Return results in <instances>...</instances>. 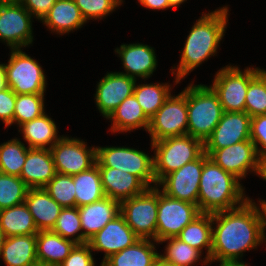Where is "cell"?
<instances>
[{
  "label": "cell",
  "instance_id": "cell-1",
  "mask_svg": "<svg viewBox=\"0 0 266 266\" xmlns=\"http://www.w3.org/2000/svg\"><path fill=\"white\" fill-rule=\"evenodd\" d=\"M253 201L249 198L241 206L212 214L210 264L242 261L243 252L266 242V207Z\"/></svg>",
  "mask_w": 266,
  "mask_h": 266
},
{
  "label": "cell",
  "instance_id": "cell-2",
  "mask_svg": "<svg viewBox=\"0 0 266 266\" xmlns=\"http://www.w3.org/2000/svg\"><path fill=\"white\" fill-rule=\"evenodd\" d=\"M228 12V7L224 6L210 13H202V16L196 20L181 50L176 70L174 67L171 69L172 75L176 74L175 85L217 53L220 41L227 29Z\"/></svg>",
  "mask_w": 266,
  "mask_h": 266
},
{
  "label": "cell",
  "instance_id": "cell-3",
  "mask_svg": "<svg viewBox=\"0 0 266 266\" xmlns=\"http://www.w3.org/2000/svg\"><path fill=\"white\" fill-rule=\"evenodd\" d=\"M244 189L238 178L208 157L199 183L198 208L206 214L234 209L249 199Z\"/></svg>",
  "mask_w": 266,
  "mask_h": 266
},
{
  "label": "cell",
  "instance_id": "cell-4",
  "mask_svg": "<svg viewBox=\"0 0 266 266\" xmlns=\"http://www.w3.org/2000/svg\"><path fill=\"white\" fill-rule=\"evenodd\" d=\"M187 134L203 143L211 136L224 113L217 93L204 84L187 86Z\"/></svg>",
  "mask_w": 266,
  "mask_h": 266
},
{
  "label": "cell",
  "instance_id": "cell-5",
  "mask_svg": "<svg viewBox=\"0 0 266 266\" xmlns=\"http://www.w3.org/2000/svg\"><path fill=\"white\" fill-rule=\"evenodd\" d=\"M151 148L154 150V175L158 183L164 176L196 160L204 152V143L186 134L152 142Z\"/></svg>",
  "mask_w": 266,
  "mask_h": 266
},
{
  "label": "cell",
  "instance_id": "cell-6",
  "mask_svg": "<svg viewBox=\"0 0 266 266\" xmlns=\"http://www.w3.org/2000/svg\"><path fill=\"white\" fill-rule=\"evenodd\" d=\"M98 167H110L135 175L147 188L156 187L153 156L130 147H96ZM153 183V185H152ZM151 184V185H150Z\"/></svg>",
  "mask_w": 266,
  "mask_h": 266
},
{
  "label": "cell",
  "instance_id": "cell-7",
  "mask_svg": "<svg viewBox=\"0 0 266 266\" xmlns=\"http://www.w3.org/2000/svg\"><path fill=\"white\" fill-rule=\"evenodd\" d=\"M259 67H247L243 71L231 64L216 72L213 84L221 106L226 112H245V98L250 80L260 71Z\"/></svg>",
  "mask_w": 266,
  "mask_h": 266
},
{
  "label": "cell",
  "instance_id": "cell-8",
  "mask_svg": "<svg viewBox=\"0 0 266 266\" xmlns=\"http://www.w3.org/2000/svg\"><path fill=\"white\" fill-rule=\"evenodd\" d=\"M158 187L147 188L142 194L120 203V214L140 239L156 241Z\"/></svg>",
  "mask_w": 266,
  "mask_h": 266
},
{
  "label": "cell",
  "instance_id": "cell-9",
  "mask_svg": "<svg viewBox=\"0 0 266 266\" xmlns=\"http://www.w3.org/2000/svg\"><path fill=\"white\" fill-rule=\"evenodd\" d=\"M5 68L7 85L16 94L45 93L47 81L42 67L21 49H11Z\"/></svg>",
  "mask_w": 266,
  "mask_h": 266
},
{
  "label": "cell",
  "instance_id": "cell-10",
  "mask_svg": "<svg viewBox=\"0 0 266 266\" xmlns=\"http://www.w3.org/2000/svg\"><path fill=\"white\" fill-rule=\"evenodd\" d=\"M187 87L177 96L172 94L150 118L148 133L151 143L169 137L187 134Z\"/></svg>",
  "mask_w": 266,
  "mask_h": 266
},
{
  "label": "cell",
  "instance_id": "cell-11",
  "mask_svg": "<svg viewBox=\"0 0 266 266\" xmlns=\"http://www.w3.org/2000/svg\"><path fill=\"white\" fill-rule=\"evenodd\" d=\"M200 214L196 204L171 198L158 188L156 242L176 237Z\"/></svg>",
  "mask_w": 266,
  "mask_h": 266
},
{
  "label": "cell",
  "instance_id": "cell-12",
  "mask_svg": "<svg viewBox=\"0 0 266 266\" xmlns=\"http://www.w3.org/2000/svg\"><path fill=\"white\" fill-rule=\"evenodd\" d=\"M208 157L203 152L196 160L188 162L180 169L164 176L157 183V187H162L160 191L171 198L187 201L198 206L200 178L204 161Z\"/></svg>",
  "mask_w": 266,
  "mask_h": 266
},
{
  "label": "cell",
  "instance_id": "cell-13",
  "mask_svg": "<svg viewBox=\"0 0 266 266\" xmlns=\"http://www.w3.org/2000/svg\"><path fill=\"white\" fill-rule=\"evenodd\" d=\"M77 138L63 136L50 149L56 173L75 175L90 169L96 164V147Z\"/></svg>",
  "mask_w": 266,
  "mask_h": 266
},
{
  "label": "cell",
  "instance_id": "cell-14",
  "mask_svg": "<svg viewBox=\"0 0 266 266\" xmlns=\"http://www.w3.org/2000/svg\"><path fill=\"white\" fill-rule=\"evenodd\" d=\"M33 16L18 3L0 4V39L11 49L28 47L33 42Z\"/></svg>",
  "mask_w": 266,
  "mask_h": 266
},
{
  "label": "cell",
  "instance_id": "cell-15",
  "mask_svg": "<svg viewBox=\"0 0 266 266\" xmlns=\"http://www.w3.org/2000/svg\"><path fill=\"white\" fill-rule=\"evenodd\" d=\"M216 164L240 181L248 171L259 176L260 160L254 143L249 139L217 150H204Z\"/></svg>",
  "mask_w": 266,
  "mask_h": 266
},
{
  "label": "cell",
  "instance_id": "cell-16",
  "mask_svg": "<svg viewBox=\"0 0 266 266\" xmlns=\"http://www.w3.org/2000/svg\"><path fill=\"white\" fill-rule=\"evenodd\" d=\"M136 81L119 72H108L99 80L94 100L104 118L107 119L121 102L133 95Z\"/></svg>",
  "mask_w": 266,
  "mask_h": 266
},
{
  "label": "cell",
  "instance_id": "cell-17",
  "mask_svg": "<svg viewBox=\"0 0 266 266\" xmlns=\"http://www.w3.org/2000/svg\"><path fill=\"white\" fill-rule=\"evenodd\" d=\"M139 239L127 225L124 217L119 214L91 237L87 243L92 251H103L105 253L102 264L112 254L132 246Z\"/></svg>",
  "mask_w": 266,
  "mask_h": 266
},
{
  "label": "cell",
  "instance_id": "cell-18",
  "mask_svg": "<svg viewBox=\"0 0 266 266\" xmlns=\"http://www.w3.org/2000/svg\"><path fill=\"white\" fill-rule=\"evenodd\" d=\"M251 116L247 112H226L204 143V150H217L250 139Z\"/></svg>",
  "mask_w": 266,
  "mask_h": 266
},
{
  "label": "cell",
  "instance_id": "cell-19",
  "mask_svg": "<svg viewBox=\"0 0 266 266\" xmlns=\"http://www.w3.org/2000/svg\"><path fill=\"white\" fill-rule=\"evenodd\" d=\"M114 51L118 54L124 66L125 73H119L132 77L135 80H137V77L144 80L150 78L157 68L155 50L149 45L142 43L122 44Z\"/></svg>",
  "mask_w": 266,
  "mask_h": 266
},
{
  "label": "cell",
  "instance_id": "cell-20",
  "mask_svg": "<svg viewBox=\"0 0 266 266\" xmlns=\"http://www.w3.org/2000/svg\"><path fill=\"white\" fill-rule=\"evenodd\" d=\"M78 210L84 244L120 214V202L105 196L101 200L78 207Z\"/></svg>",
  "mask_w": 266,
  "mask_h": 266
},
{
  "label": "cell",
  "instance_id": "cell-21",
  "mask_svg": "<svg viewBox=\"0 0 266 266\" xmlns=\"http://www.w3.org/2000/svg\"><path fill=\"white\" fill-rule=\"evenodd\" d=\"M105 196L120 203L142 194L147 187L131 173L110 167H99Z\"/></svg>",
  "mask_w": 266,
  "mask_h": 266
},
{
  "label": "cell",
  "instance_id": "cell-22",
  "mask_svg": "<svg viewBox=\"0 0 266 266\" xmlns=\"http://www.w3.org/2000/svg\"><path fill=\"white\" fill-rule=\"evenodd\" d=\"M56 170L50 149L29 148L20 178L30 188H44Z\"/></svg>",
  "mask_w": 266,
  "mask_h": 266
},
{
  "label": "cell",
  "instance_id": "cell-23",
  "mask_svg": "<svg viewBox=\"0 0 266 266\" xmlns=\"http://www.w3.org/2000/svg\"><path fill=\"white\" fill-rule=\"evenodd\" d=\"M25 204L33 216L38 231L52 230L62 210L44 188H30L27 191Z\"/></svg>",
  "mask_w": 266,
  "mask_h": 266
},
{
  "label": "cell",
  "instance_id": "cell-24",
  "mask_svg": "<svg viewBox=\"0 0 266 266\" xmlns=\"http://www.w3.org/2000/svg\"><path fill=\"white\" fill-rule=\"evenodd\" d=\"M76 243L63 238L52 230L36 234V251L39 266H59L70 254Z\"/></svg>",
  "mask_w": 266,
  "mask_h": 266
},
{
  "label": "cell",
  "instance_id": "cell-25",
  "mask_svg": "<svg viewBox=\"0 0 266 266\" xmlns=\"http://www.w3.org/2000/svg\"><path fill=\"white\" fill-rule=\"evenodd\" d=\"M42 23L52 32L64 35L82 28L86 20L74 0H57Z\"/></svg>",
  "mask_w": 266,
  "mask_h": 266
},
{
  "label": "cell",
  "instance_id": "cell-26",
  "mask_svg": "<svg viewBox=\"0 0 266 266\" xmlns=\"http://www.w3.org/2000/svg\"><path fill=\"white\" fill-rule=\"evenodd\" d=\"M155 242L153 239H139L132 246L112 254L101 266H153L159 257L155 249L158 242Z\"/></svg>",
  "mask_w": 266,
  "mask_h": 266
},
{
  "label": "cell",
  "instance_id": "cell-27",
  "mask_svg": "<svg viewBox=\"0 0 266 266\" xmlns=\"http://www.w3.org/2000/svg\"><path fill=\"white\" fill-rule=\"evenodd\" d=\"M29 148L51 149L62 137L56 123L46 113L18 126Z\"/></svg>",
  "mask_w": 266,
  "mask_h": 266
},
{
  "label": "cell",
  "instance_id": "cell-28",
  "mask_svg": "<svg viewBox=\"0 0 266 266\" xmlns=\"http://www.w3.org/2000/svg\"><path fill=\"white\" fill-rule=\"evenodd\" d=\"M112 121V133L143 128L148 131L150 119L145 115L134 95L127 97L107 118Z\"/></svg>",
  "mask_w": 266,
  "mask_h": 266
},
{
  "label": "cell",
  "instance_id": "cell-29",
  "mask_svg": "<svg viewBox=\"0 0 266 266\" xmlns=\"http://www.w3.org/2000/svg\"><path fill=\"white\" fill-rule=\"evenodd\" d=\"M7 266H39L36 251V234L7 237L0 259Z\"/></svg>",
  "mask_w": 266,
  "mask_h": 266
},
{
  "label": "cell",
  "instance_id": "cell-30",
  "mask_svg": "<svg viewBox=\"0 0 266 266\" xmlns=\"http://www.w3.org/2000/svg\"><path fill=\"white\" fill-rule=\"evenodd\" d=\"M181 241L207 253L202 265L210 264L212 249V214L201 213L176 236Z\"/></svg>",
  "mask_w": 266,
  "mask_h": 266
},
{
  "label": "cell",
  "instance_id": "cell-31",
  "mask_svg": "<svg viewBox=\"0 0 266 266\" xmlns=\"http://www.w3.org/2000/svg\"><path fill=\"white\" fill-rule=\"evenodd\" d=\"M0 226L6 237L31 235L39 232L25 202L0 210Z\"/></svg>",
  "mask_w": 266,
  "mask_h": 266
},
{
  "label": "cell",
  "instance_id": "cell-32",
  "mask_svg": "<svg viewBox=\"0 0 266 266\" xmlns=\"http://www.w3.org/2000/svg\"><path fill=\"white\" fill-rule=\"evenodd\" d=\"M72 176L75 185L76 207L96 202L105 197L97 164Z\"/></svg>",
  "mask_w": 266,
  "mask_h": 266
},
{
  "label": "cell",
  "instance_id": "cell-33",
  "mask_svg": "<svg viewBox=\"0 0 266 266\" xmlns=\"http://www.w3.org/2000/svg\"><path fill=\"white\" fill-rule=\"evenodd\" d=\"M171 85L168 83L135 84L134 93L136 100L145 115L150 119L171 95Z\"/></svg>",
  "mask_w": 266,
  "mask_h": 266
},
{
  "label": "cell",
  "instance_id": "cell-34",
  "mask_svg": "<svg viewBox=\"0 0 266 266\" xmlns=\"http://www.w3.org/2000/svg\"><path fill=\"white\" fill-rule=\"evenodd\" d=\"M28 149L18 138L0 144V172L20 177Z\"/></svg>",
  "mask_w": 266,
  "mask_h": 266
},
{
  "label": "cell",
  "instance_id": "cell-35",
  "mask_svg": "<svg viewBox=\"0 0 266 266\" xmlns=\"http://www.w3.org/2000/svg\"><path fill=\"white\" fill-rule=\"evenodd\" d=\"M165 242H167V245L164 254H159V257L174 266H193L202 257L203 253L177 237L165 238L159 241L158 244Z\"/></svg>",
  "mask_w": 266,
  "mask_h": 266
},
{
  "label": "cell",
  "instance_id": "cell-36",
  "mask_svg": "<svg viewBox=\"0 0 266 266\" xmlns=\"http://www.w3.org/2000/svg\"><path fill=\"white\" fill-rule=\"evenodd\" d=\"M245 112L251 117L266 114V70L261 69L249 82Z\"/></svg>",
  "mask_w": 266,
  "mask_h": 266
},
{
  "label": "cell",
  "instance_id": "cell-37",
  "mask_svg": "<svg viewBox=\"0 0 266 266\" xmlns=\"http://www.w3.org/2000/svg\"><path fill=\"white\" fill-rule=\"evenodd\" d=\"M44 94H16L13 124L22 125L45 113Z\"/></svg>",
  "mask_w": 266,
  "mask_h": 266
},
{
  "label": "cell",
  "instance_id": "cell-38",
  "mask_svg": "<svg viewBox=\"0 0 266 266\" xmlns=\"http://www.w3.org/2000/svg\"><path fill=\"white\" fill-rule=\"evenodd\" d=\"M28 189L20 177L0 172V210L24 203Z\"/></svg>",
  "mask_w": 266,
  "mask_h": 266
},
{
  "label": "cell",
  "instance_id": "cell-39",
  "mask_svg": "<svg viewBox=\"0 0 266 266\" xmlns=\"http://www.w3.org/2000/svg\"><path fill=\"white\" fill-rule=\"evenodd\" d=\"M52 231L76 244H83V231L78 207L62 208Z\"/></svg>",
  "mask_w": 266,
  "mask_h": 266
},
{
  "label": "cell",
  "instance_id": "cell-40",
  "mask_svg": "<svg viewBox=\"0 0 266 266\" xmlns=\"http://www.w3.org/2000/svg\"><path fill=\"white\" fill-rule=\"evenodd\" d=\"M44 189L63 208L76 207L75 185L72 175L56 173Z\"/></svg>",
  "mask_w": 266,
  "mask_h": 266
},
{
  "label": "cell",
  "instance_id": "cell-41",
  "mask_svg": "<svg viewBox=\"0 0 266 266\" xmlns=\"http://www.w3.org/2000/svg\"><path fill=\"white\" fill-rule=\"evenodd\" d=\"M81 15L86 20H101L113 12L123 2L121 0H74Z\"/></svg>",
  "mask_w": 266,
  "mask_h": 266
},
{
  "label": "cell",
  "instance_id": "cell-42",
  "mask_svg": "<svg viewBox=\"0 0 266 266\" xmlns=\"http://www.w3.org/2000/svg\"><path fill=\"white\" fill-rule=\"evenodd\" d=\"M250 140L255 145L260 162L266 159V114L251 117Z\"/></svg>",
  "mask_w": 266,
  "mask_h": 266
},
{
  "label": "cell",
  "instance_id": "cell-43",
  "mask_svg": "<svg viewBox=\"0 0 266 266\" xmlns=\"http://www.w3.org/2000/svg\"><path fill=\"white\" fill-rule=\"evenodd\" d=\"M92 252L88 243L76 244L59 266H95Z\"/></svg>",
  "mask_w": 266,
  "mask_h": 266
},
{
  "label": "cell",
  "instance_id": "cell-44",
  "mask_svg": "<svg viewBox=\"0 0 266 266\" xmlns=\"http://www.w3.org/2000/svg\"><path fill=\"white\" fill-rule=\"evenodd\" d=\"M16 93L9 87L0 91V120L5 127L13 124Z\"/></svg>",
  "mask_w": 266,
  "mask_h": 266
},
{
  "label": "cell",
  "instance_id": "cell-45",
  "mask_svg": "<svg viewBox=\"0 0 266 266\" xmlns=\"http://www.w3.org/2000/svg\"><path fill=\"white\" fill-rule=\"evenodd\" d=\"M57 0H21V5L36 19L42 21Z\"/></svg>",
  "mask_w": 266,
  "mask_h": 266
},
{
  "label": "cell",
  "instance_id": "cell-46",
  "mask_svg": "<svg viewBox=\"0 0 266 266\" xmlns=\"http://www.w3.org/2000/svg\"><path fill=\"white\" fill-rule=\"evenodd\" d=\"M138 3L147 9L164 10L171 8L167 0H138Z\"/></svg>",
  "mask_w": 266,
  "mask_h": 266
},
{
  "label": "cell",
  "instance_id": "cell-47",
  "mask_svg": "<svg viewBox=\"0 0 266 266\" xmlns=\"http://www.w3.org/2000/svg\"><path fill=\"white\" fill-rule=\"evenodd\" d=\"M8 88L5 64H0V91Z\"/></svg>",
  "mask_w": 266,
  "mask_h": 266
},
{
  "label": "cell",
  "instance_id": "cell-48",
  "mask_svg": "<svg viewBox=\"0 0 266 266\" xmlns=\"http://www.w3.org/2000/svg\"><path fill=\"white\" fill-rule=\"evenodd\" d=\"M259 177H261L263 180L266 181V159L261 161ZM258 202H261L266 207V201L265 200L259 199Z\"/></svg>",
  "mask_w": 266,
  "mask_h": 266
},
{
  "label": "cell",
  "instance_id": "cell-49",
  "mask_svg": "<svg viewBox=\"0 0 266 266\" xmlns=\"http://www.w3.org/2000/svg\"><path fill=\"white\" fill-rule=\"evenodd\" d=\"M219 266H249L247 263L245 264L244 261H235V262H223L220 263Z\"/></svg>",
  "mask_w": 266,
  "mask_h": 266
},
{
  "label": "cell",
  "instance_id": "cell-50",
  "mask_svg": "<svg viewBox=\"0 0 266 266\" xmlns=\"http://www.w3.org/2000/svg\"><path fill=\"white\" fill-rule=\"evenodd\" d=\"M168 4L172 8H177L179 7L182 3L186 2L187 0H167Z\"/></svg>",
  "mask_w": 266,
  "mask_h": 266
},
{
  "label": "cell",
  "instance_id": "cell-51",
  "mask_svg": "<svg viewBox=\"0 0 266 266\" xmlns=\"http://www.w3.org/2000/svg\"><path fill=\"white\" fill-rule=\"evenodd\" d=\"M153 266H174L167 261H164L161 257H158Z\"/></svg>",
  "mask_w": 266,
  "mask_h": 266
},
{
  "label": "cell",
  "instance_id": "cell-52",
  "mask_svg": "<svg viewBox=\"0 0 266 266\" xmlns=\"http://www.w3.org/2000/svg\"><path fill=\"white\" fill-rule=\"evenodd\" d=\"M6 238L7 237L4 234L2 227L0 226V256H1L2 248H3V245L5 243Z\"/></svg>",
  "mask_w": 266,
  "mask_h": 266
},
{
  "label": "cell",
  "instance_id": "cell-53",
  "mask_svg": "<svg viewBox=\"0 0 266 266\" xmlns=\"http://www.w3.org/2000/svg\"><path fill=\"white\" fill-rule=\"evenodd\" d=\"M21 2V0H0L1 3H18Z\"/></svg>",
  "mask_w": 266,
  "mask_h": 266
}]
</instances>
